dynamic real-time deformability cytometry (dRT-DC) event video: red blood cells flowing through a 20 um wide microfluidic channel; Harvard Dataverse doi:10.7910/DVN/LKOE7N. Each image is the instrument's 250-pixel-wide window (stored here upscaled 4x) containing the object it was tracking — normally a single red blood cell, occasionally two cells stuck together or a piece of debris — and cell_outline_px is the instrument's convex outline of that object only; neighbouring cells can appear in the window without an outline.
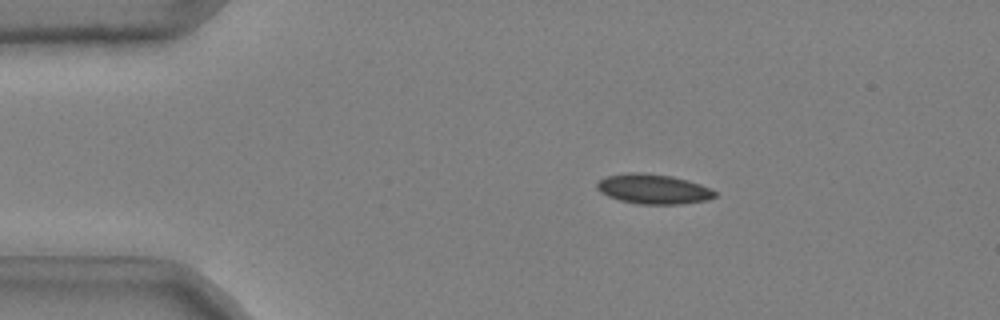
{"species": "common noctule bat (a hibernating species)", "species_latin": "Nyctalus noctula", "temperature_condition": "cold", "stored_images_in_passage": 1, "camera_frame_rate_fps": 3000, "um_per_image_px": 0.085, "animal": {"sex": "male", "body_mass_g": 20.4}, "frame": {"image": 1, "passage_image": 1, "time_ms": 0.0, "image_size_px": [1000, 320], "cell_outline_px": [[716, 196], [708, 200], [680, 204], [636, 204], [620, 200], [608, 196], [600, 192], [596, 188], [596, 184], [600, 180], [608, 176], [628, 172], [648, 172], [672, 176], [688, 180], [700, 184], [716, 192]], "centroid_in_image_um": [55.52, 16.06], "position_along_channel_um": 29.5, "area_um2": 20.58}}